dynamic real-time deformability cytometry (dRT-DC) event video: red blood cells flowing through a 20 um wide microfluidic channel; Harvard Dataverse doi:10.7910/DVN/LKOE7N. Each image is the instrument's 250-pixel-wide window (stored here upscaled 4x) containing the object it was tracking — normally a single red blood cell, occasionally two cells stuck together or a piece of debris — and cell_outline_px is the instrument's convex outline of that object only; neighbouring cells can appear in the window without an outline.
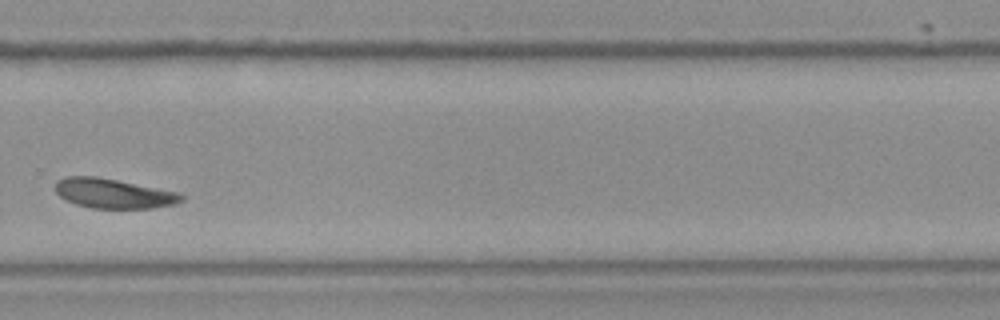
{"species": "Egyptian fruit bat (a non-hibernating species)", "species_latin": "Rousettus aegyptiacus", "temperature_condition": "room temperature", "stored_images_in_passage": 27, "camera_frame_rate_fps": 3000, "um_per_image_px": 0.085, "frame": {"image": 1, "passage_image": 16, "time_ms": 5.0, "image_size_px": [1000, 320], "cell_outline_px": [[184, 200], [176, 204], [152, 208], [92, 208], [76, 204], [60, 196], [56, 192], [56, 180], [68, 176], [96, 176], [176, 192], [184, 196]], "centroid_in_image_um": [9.64, 16.45], "position_along_channel_um": 320.2, "area_um2": 21.5}}